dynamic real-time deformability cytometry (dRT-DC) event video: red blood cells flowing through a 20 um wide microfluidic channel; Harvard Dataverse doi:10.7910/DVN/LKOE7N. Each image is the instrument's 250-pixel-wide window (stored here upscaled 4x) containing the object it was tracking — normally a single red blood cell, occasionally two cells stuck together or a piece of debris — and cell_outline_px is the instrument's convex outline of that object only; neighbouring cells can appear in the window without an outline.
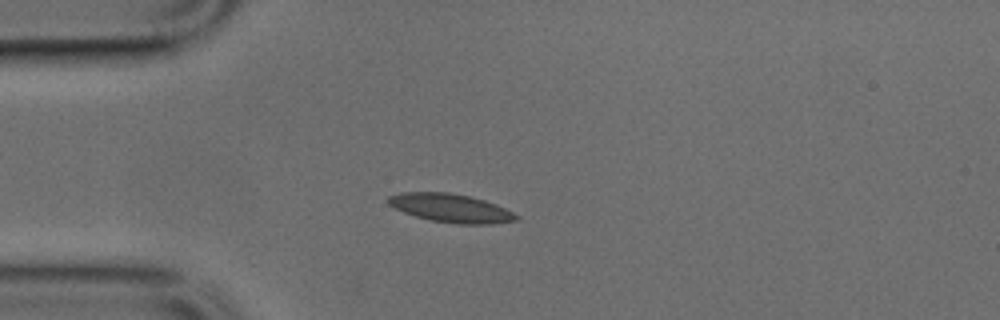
{"species": "common noctule bat (a hibernating species)", "species_latin": "Nyctalus noctula", "temperature_condition": "cold", "stored_images_in_passage": 44, "camera_frame_rate_fps": 3000, "um_per_image_px": 0.085, "animal": {"sex": "male", "body_mass_g": 17.9, "forearm_length_mm": 54.2}, "frame": {"image": 1, "passage_image": 12, "time_ms": 3.667, "image_size_px": [1000, 320], "cell_outline_px": [[520, 216], [516, 220], [488, 224], [460, 224], [432, 220], [416, 216], [404, 212], [388, 204], [388, 196], [400, 192], [448, 192], [468, 196], [484, 200], [496, 204]], "centroid_in_image_um": [38.3, 17.68], "position_along_channel_um": 46.7, "area_um2": 20.98}}
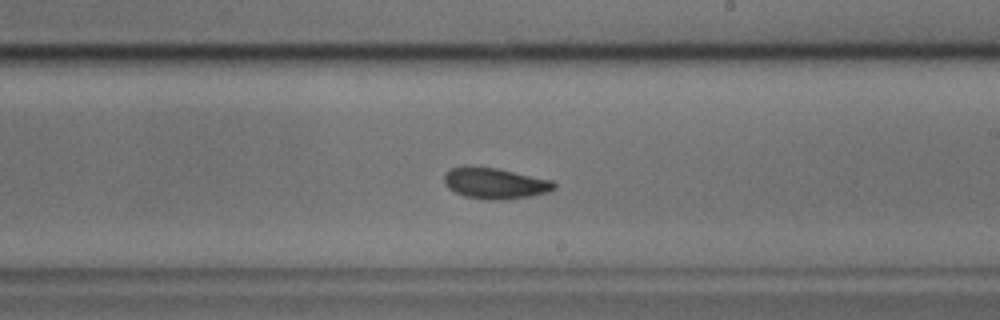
{"frame": {"image": 2, "passage_image": 28, "time_ms": 9.0, "image_size_px": [1000, 320], "cell_outline_px": [[556, 188], [548, 192], [528, 196], [500, 200], [488, 200], [464, 196], [448, 188], [444, 184], [444, 172], [452, 168], [464, 164], [496, 168], [552, 180], [556, 184]], "centroid_in_image_um": [42.02, 15.56], "position_along_channel_um": 247.0, "area_um2": 20.06}}
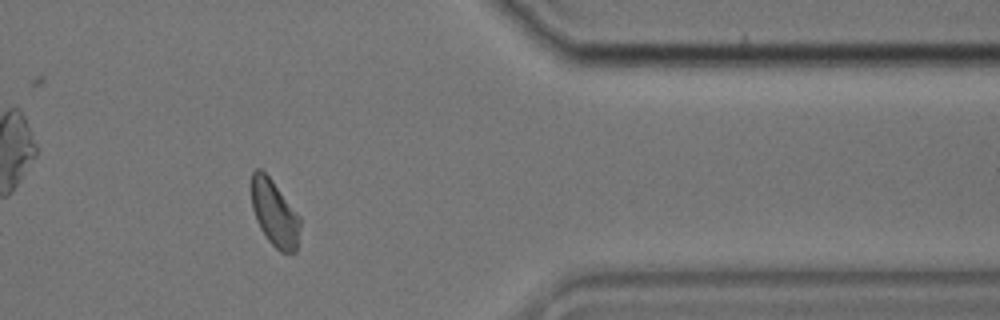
{"frame": {"image": 3, "passage_image": 40, "time_ms": 13.0, "image_size_px": [1000, 320], "cell_outline_px": [[300, 224], [296, 252], [280, 252], [268, 240], [260, 228], [256, 220], [252, 208], [252, 172], [256, 168], [260, 168], [272, 180], [300, 216]], "centroid_in_image_um": [23.33, 18.13], "position_along_channel_um": 388.1, "area_um2": 18.61}}